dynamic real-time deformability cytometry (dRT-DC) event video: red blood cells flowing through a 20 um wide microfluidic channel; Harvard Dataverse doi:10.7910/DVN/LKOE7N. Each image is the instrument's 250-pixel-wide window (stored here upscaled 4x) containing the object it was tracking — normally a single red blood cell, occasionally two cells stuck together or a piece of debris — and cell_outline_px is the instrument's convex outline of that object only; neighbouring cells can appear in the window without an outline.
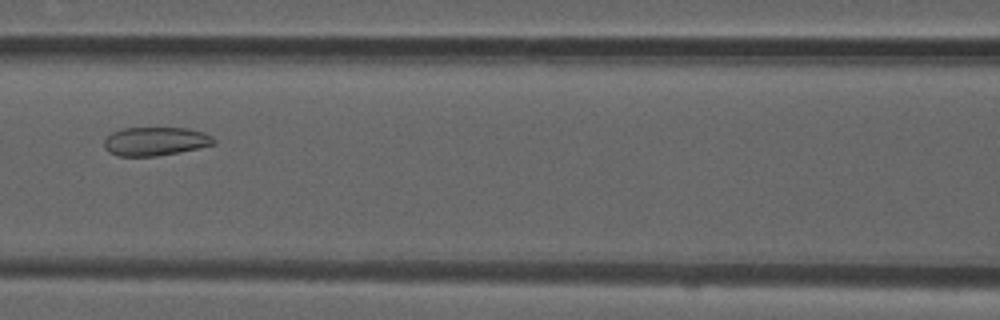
{"species": "common noctule bat (a hibernating species)", "species_latin": "Nyctalus noctula", "temperature_condition": "room temperature", "stored_images_in_passage": 36, "camera_frame_rate_fps": 3000, "um_per_image_px": 0.085, "animal": {"sex": "male", "forearm_length_mm": 52.5}, "frame": {"image": 1, "passage_image": 7, "time_ms": 2.0, "image_size_px": [1000, 320], "cell_outline_px": [[216, 144], [180, 152], [156, 156], [116, 156], [108, 152], [104, 148], [104, 140], [112, 132], [124, 128], [188, 128], [204, 132], [212, 136], [216, 140]], "centroid_in_image_um": [13.21, 12.02], "position_along_channel_um": 153.4, "area_um2": 18.44}}
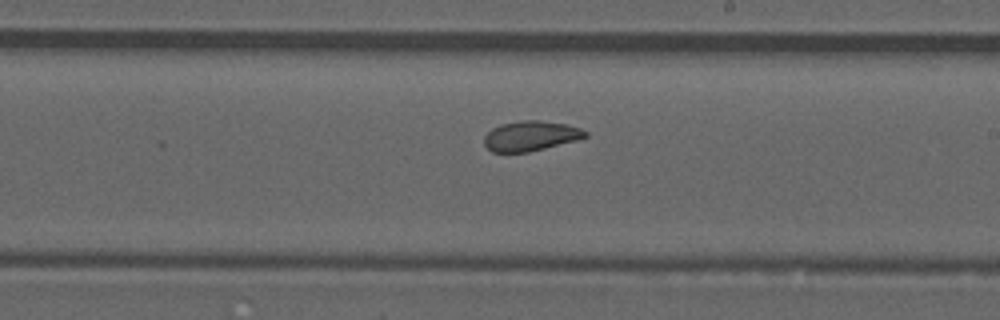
{"frame": {"image": 2, "passage_image": 14, "time_ms": 4.333, "image_size_px": [1000, 320], "cell_outline_px": [[588, 136], [576, 140], [528, 152], [492, 152], [484, 144], [484, 136], [492, 128], [500, 124], [520, 120], [536, 120], [568, 124], [580, 128], [588, 132]], "centroid_in_image_um": [45.09, 11.54], "position_along_channel_um": 243.9, "area_um2": 17.63}}
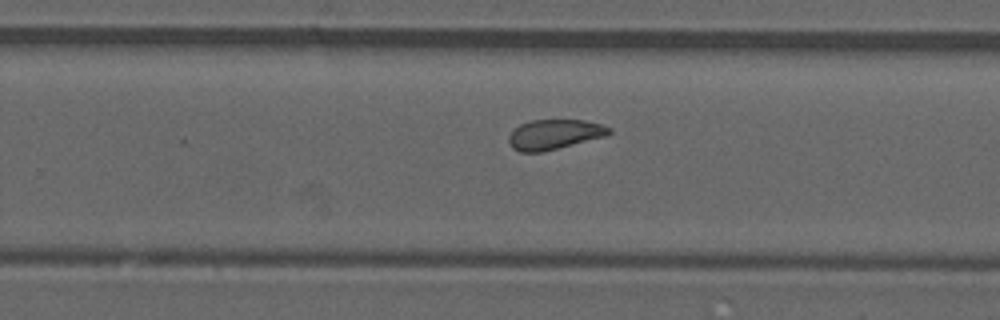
{"frame": {"image": 3, "passage_image": 17, "time_ms": 5.333, "image_size_px": [1000, 320], "cell_outline_px": [[612, 132], [608, 136], [544, 152], [520, 152], [512, 148], [508, 140], [508, 136], [520, 124], [532, 120], [584, 120], [600, 124], [612, 128]], "centroid_in_image_um": [47.15, 11.44], "position_along_channel_um": 282.6, "area_um2": 17.69}}